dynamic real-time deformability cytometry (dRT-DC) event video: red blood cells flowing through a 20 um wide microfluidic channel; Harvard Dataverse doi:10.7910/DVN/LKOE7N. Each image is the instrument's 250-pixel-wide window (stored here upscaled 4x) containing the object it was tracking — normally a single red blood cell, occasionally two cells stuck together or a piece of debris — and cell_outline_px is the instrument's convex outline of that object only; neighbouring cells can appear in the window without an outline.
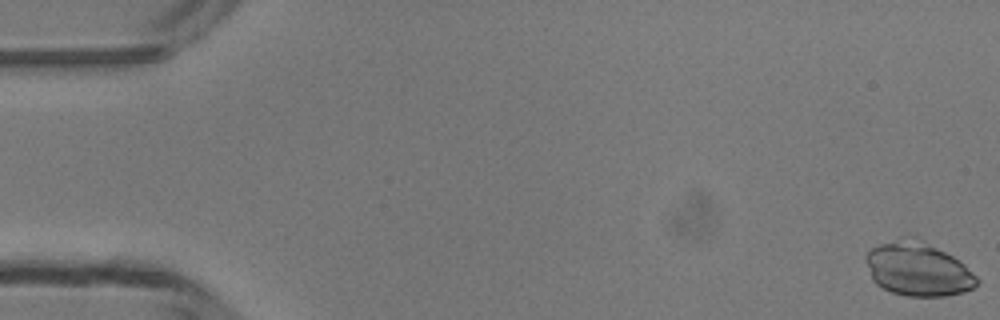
{"species": "common noctule bat (a hibernating species)", "species_latin": "Nyctalus noctula", "temperature_condition": "room temperature", "stored_images_in_passage": 50, "camera_frame_rate_fps": 3000, "um_per_image_px": 0.085, "animal": {"sex": "male", "body_mass_g": 13.3}, "frame": {"image": 1, "passage_image": 1, "time_ms": 0.0, "image_size_px": [1000, 320], "cell_outline_px": [[980, 284], [964, 292], [944, 296], [908, 296], [892, 292], [876, 284], [872, 280], [864, 260], [864, 256], [872, 248], [880, 244], [900, 236], [936, 248], [952, 256], [964, 264], [980, 280]], "centroid_in_image_um": [78.0, 22.91], "position_along_channel_um": 7.0, "area_um2": 34.28}}